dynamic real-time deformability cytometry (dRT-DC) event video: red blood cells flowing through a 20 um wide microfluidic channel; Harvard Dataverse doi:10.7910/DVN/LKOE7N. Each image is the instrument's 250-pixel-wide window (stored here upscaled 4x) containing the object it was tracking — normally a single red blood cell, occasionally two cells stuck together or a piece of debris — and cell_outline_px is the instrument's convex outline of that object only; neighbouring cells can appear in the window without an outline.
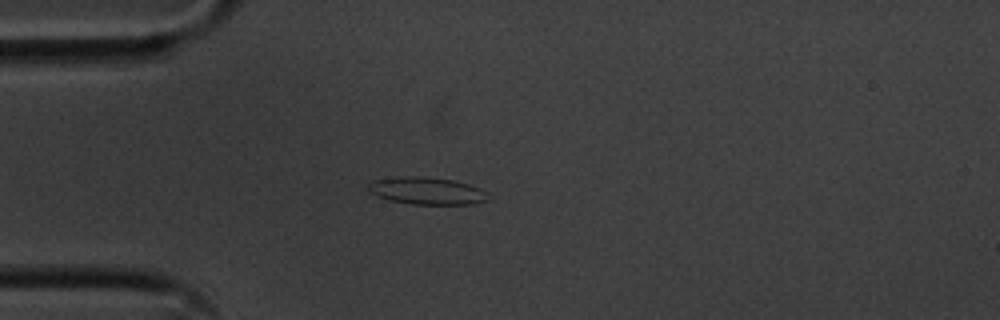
{"species": "common noctule bat (a hibernating species)", "species_latin": "Nyctalus noctula", "temperature_condition": "cold", "stored_images_in_passage": 42, "camera_frame_rate_fps": 3000, "um_per_image_px": 0.085, "animal": {"sex": "male", "body_mass_g": 20.1, "forearm_length_mm": 53.5}, "frame": {"image": 1, "passage_image": 1, "time_ms": 0.0, "image_size_px": [1000, 320], "cell_outline_px": [[492, 196], [488, 200], [472, 204], [412, 204], [388, 200], [368, 192], [368, 184], [372, 180], [396, 176], [416, 176], [452, 180], [468, 184], [480, 188]], "centroid_in_image_um": [36.26, 16.22], "position_along_channel_um": 48.7, "area_um2": 19.19}}
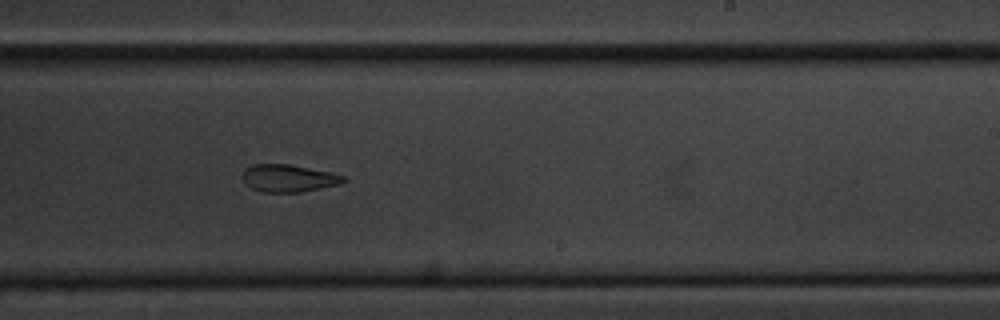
{"frame": {"image": 2, "passage_image": 20, "time_ms": 6.333, "image_size_px": [1000, 320], "cell_outline_px": [[348, 180], [340, 184], [300, 192], [264, 192], [252, 188], [244, 180], [244, 168], [252, 164], [288, 164], [348, 176]], "centroid_in_image_um": [24.57, 15.14], "position_along_channel_um": 264.4, "area_um2": 15.95}}
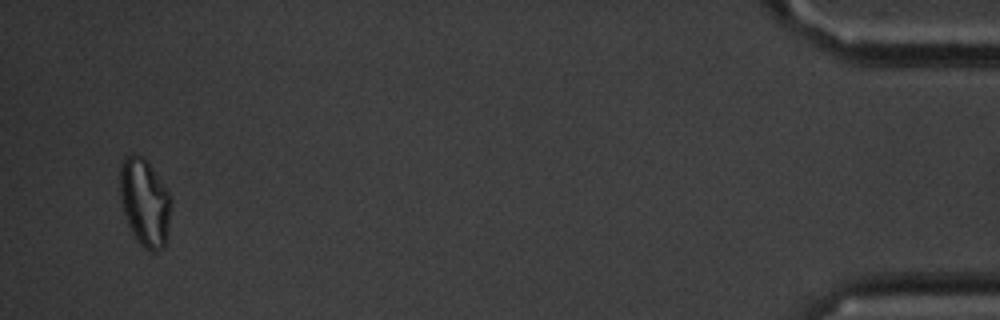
{"frame": {"image": 3, "passage_image": 40, "time_ms": 13.0, "image_size_px": [1000, 320], "cell_outline_px": [[172, 204], [164, 248], [156, 252], [152, 252], [144, 248], [136, 240], [128, 224], [120, 200], [120, 164], [124, 156], [132, 152], [148, 160], [168, 192], [172, 200]], "centroid_in_image_um": [12.3, 17.18], "position_along_channel_um": 422.9, "area_um2": 26.36}, "authors_computed_cell_mechanics": {"area_um2": 17.2822, "velocity_mm_per_s": 3.5944, "shape_relaxation_time_tau1_ms": null, "shape_relaxation_time_tau2_ms": 3.9935, "deformation_change_tau1": null, "deformation_change_tau2": 0.1324}}